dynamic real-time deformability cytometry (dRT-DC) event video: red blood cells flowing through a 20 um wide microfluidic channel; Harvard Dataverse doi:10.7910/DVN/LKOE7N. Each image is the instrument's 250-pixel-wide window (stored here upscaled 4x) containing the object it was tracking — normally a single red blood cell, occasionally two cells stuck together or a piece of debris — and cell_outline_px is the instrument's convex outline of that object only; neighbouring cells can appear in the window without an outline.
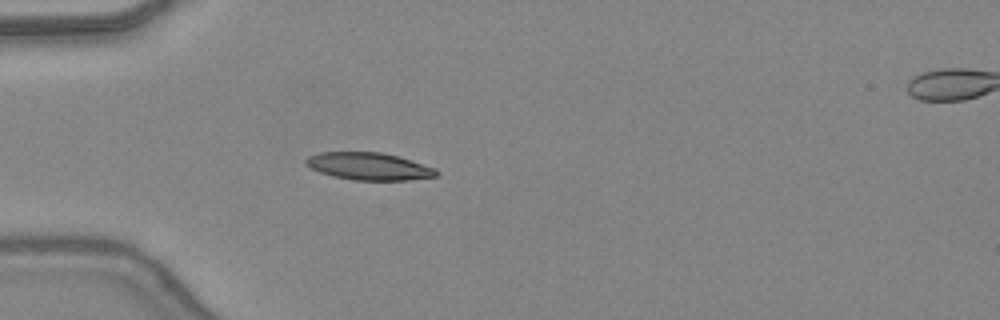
{"species": "common noctule bat (a hibernating species)", "species_latin": "Nyctalus noctula", "temperature_condition": "warm", "stored_images_in_passage": 34, "camera_frame_rate_fps": 3000, "um_per_image_px": 0.085, "animal": {"sex": "female", "body_mass_g": 24.6, "forearm_length_mm": 56.2}, "frame": {"image": 1, "passage_image": 1, "time_ms": 0.0, "image_size_px": [1000, 320], "cell_outline_px": [[440, 172], [436, 176], [408, 180], [352, 180], [332, 176], [320, 172], [304, 164], [304, 160], [308, 156], [320, 152], [380, 152], [396, 156], [436, 168]], "centroid_in_image_um": [31.33, 14.14], "position_along_channel_um": 53.7, "area_um2": 20.75}}
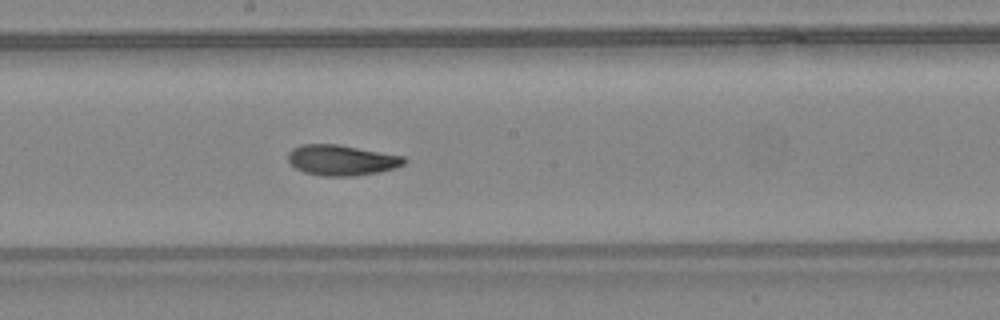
{"frame": {"image": 2, "passage_image": 13, "time_ms": 4.0, "image_size_px": [1000, 320], "cell_outline_px": [[408, 160], [404, 164], [396, 168], [376, 172], [352, 176], [324, 176], [304, 172], [296, 168], [288, 160], [288, 152], [292, 148], [300, 144], [336, 144], [404, 156]], "centroid_in_image_um": [29.03, 13.61], "position_along_channel_um": 219.2, "area_um2": 20.58}}
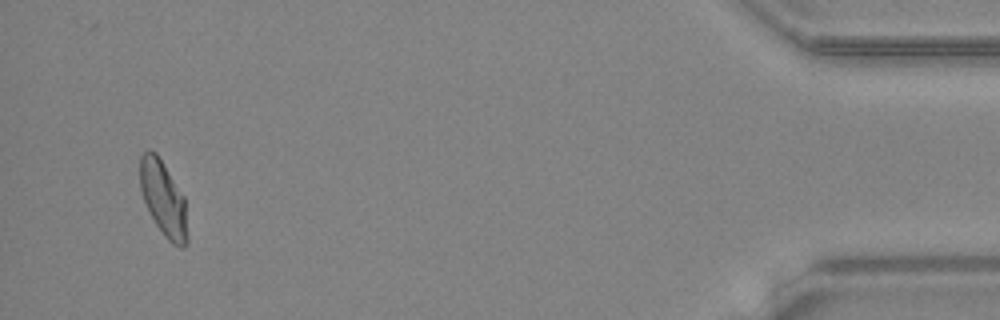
{"frame": {"image": 3, "passage_image": 32, "time_ms": 10.333, "image_size_px": [1000, 320], "cell_outline_px": [[188, 244], [184, 248], [180, 248], [172, 244], [164, 236], [156, 224], [144, 200], [140, 188], [140, 156], [148, 148], [156, 152], [184, 196], [188, 236]], "centroid_in_image_um": [13.9, 16.91], "position_along_channel_um": 421.3, "area_um2": 20.75}, "authors_computed_cell_mechanics": {"area_um2": 20.8658, "velocity_mm_per_s": 4.4078, "shape_relaxation_time_tau1_ms": 7.7074, "shape_relaxation_time_tau2_ms": 1.2672, "deformation_change_tau1": 0.2364, "deformation_change_tau2": 0.0738}}